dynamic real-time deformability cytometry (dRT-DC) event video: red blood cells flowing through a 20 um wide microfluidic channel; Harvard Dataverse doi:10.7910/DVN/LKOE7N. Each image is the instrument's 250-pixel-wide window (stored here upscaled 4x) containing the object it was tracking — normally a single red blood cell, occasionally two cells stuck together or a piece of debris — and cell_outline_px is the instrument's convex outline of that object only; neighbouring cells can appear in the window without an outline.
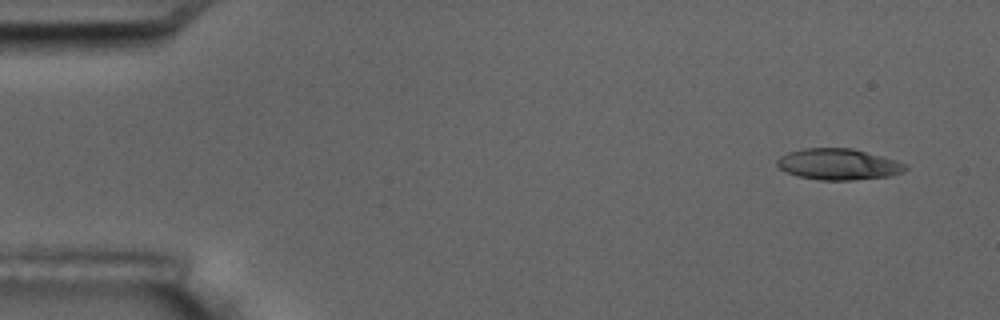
{"species": "common noctule bat (a hibernating species)", "species_latin": "Nyctalus noctula", "temperature_condition": "room temperature", "stored_images_in_passage": 15, "camera_frame_rate_fps": 3000, "um_per_image_px": 0.085, "animal": {"sex": "male", "body_mass_g": 17.5, "forearm_length_mm": 52.3}, "frame": {"image": 1, "passage_image": 1, "time_ms": 0.0, "image_size_px": [1000, 320], "cell_outline_px": [[908, 168], [900, 172], [888, 176], [852, 180], [820, 180], [796, 176], [780, 168], [776, 164], [776, 160], [780, 156], [788, 152], [804, 148], [852, 148], [896, 160], [908, 164]], "centroid_in_image_um": [71.24, 13.96], "position_along_channel_um": 13.8, "area_um2": 23.24}}
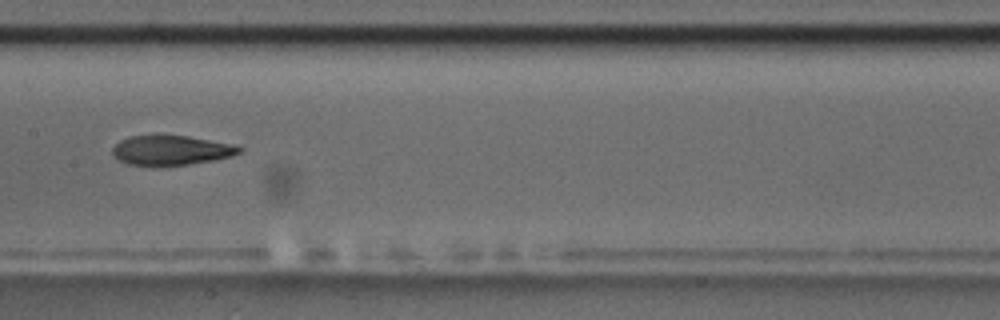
{"frame": {"image": 2, "passage_image": 8, "time_ms": 8.0, "image_size_px": [1000, 320], "cell_outline_px": [[244, 148], [240, 152], [232, 156], [216, 160], [188, 164], [152, 168], [128, 164], [112, 156], [112, 148], [120, 140], [128, 136], [156, 132], [188, 136], [232, 144]], "centroid_in_image_um": [14.47, 12.76], "position_along_channel_um": 192.9, "area_um2": 23.18}}
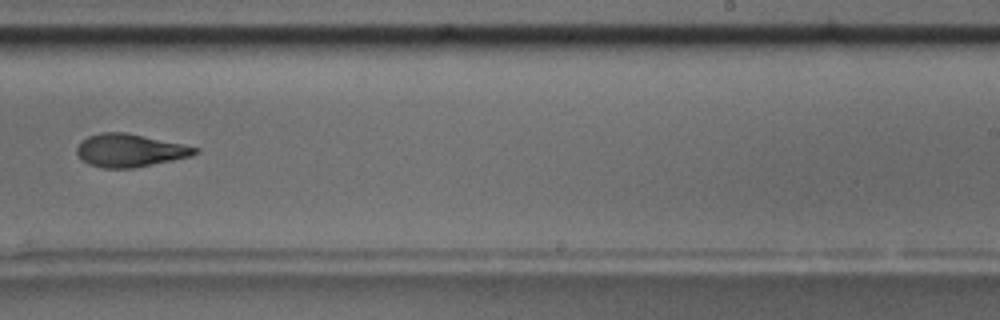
{"frame": {"image": 3, "passage_image": 10, "time_ms": 10.333, "image_size_px": [1000, 320], "cell_outline_px": [[200, 152], [192, 156], [132, 168], [104, 168], [88, 164], [76, 152], [76, 148], [80, 140], [88, 136], [100, 132], [124, 132], [200, 148]], "centroid_in_image_um": [11.02, 12.78], "position_along_channel_um": 278.0, "area_um2": 22.48}, "authors_computed_cell_mechanics": {"area_um2": 22.9466, "velocity_mm_per_s": 3.6487, "shape_relaxation_time_tau1_ms": 4.2304, "shape_relaxation_time_tau2_ms": null, "deformation_change_tau1": 0.1327, "deformation_change_tau2": null}}